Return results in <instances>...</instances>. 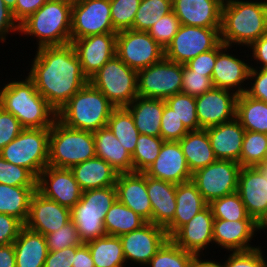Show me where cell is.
Masks as SVG:
<instances>
[{
  "label": "cell",
  "mask_w": 267,
  "mask_h": 267,
  "mask_svg": "<svg viewBox=\"0 0 267 267\" xmlns=\"http://www.w3.org/2000/svg\"><path fill=\"white\" fill-rule=\"evenodd\" d=\"M116 55L139 71L160 62L164 58V48L148 32L127 29L117 33Z\"/></svg>",
  "instance_id": "13"
},
{
  "label": "cell",
  "mask_w": 267,
  "mask_h": 267,
  "mask_svg": "<svg viewBox=\"0 0 267 267\" xmlns=\"http://www.w3.org/2000/svg\"><path fill=\"white\" fill-rule=\"evenodd\" d=\"M163 143L161 137L140 134L132 154L133 172L144 173L158 157Z\"/></svg>",
  "instance_id": "42"
},
{
  "label": "cell",
  "mask_w": 267,
  "mask_h": 267,
  "mask_svg": "<svg viewBox=\"0 0 267 267\" xmlns=\"http://www.w3.org/2000/svg\"><path fill=\"white\" fill-rule=\"evenodd\" d=\"M194 253L186 251L168 239L146 266L150 267H189Z\"/></svg>",
  "instance_id": "43"
},
{
  "label": "cell",
  "mask_w": 267,
  "mask_h": 267,
  "mask_svg": "<svg viewBox=\"0 0 267 267\" xmlns=\"http://www.w3.org/2000/svg\"><path fill=\"white\" fill-rule=\"evenodd\" d=\"M172 11V0H141L132 30L147 32L162 16Z\"/></svg>",
  "instance_id": "40"
},
{
  "label": "cell",
  "mask_w": 267,
  "mask_h": 267,
  "mask_svg": "<svg viewBox=\"0 0 267 267\" xmlns=\"http://www.w3.org/2000/svg\"><path fill=\"white\" fill-rule=\"evenodd\" d=\"M228 49H231L230 46L223 42L217 46V57L211 77L212 83L214 87L231 90L238 95L243 94L248 85L245 83L248 82L250 65L238 58L239 56L229 54Z\"/></svg>",
  "instance_id": "19"
},
{
  "label": "cell",
  "mask_w": 267,
  "mask_h": 267,
  "mask_svg": "<svg viewBox=\"0 0 267 267\" xmlns=\"http://www.w3.org/2000/svg\"><path fill=\"white\" fill-rule=\"evenodd\" d=\"M4 2L12 12L15 10L17 0H4Z\"/></svg>",
  "instance_id": "66"
},
{
  "label": "cell",
  "mask_w": 267,
  "mask_h": 267,
  "mask_svg": "<svg viewBox=\"0 0 267 267\" xmlns=\"http://www.w3.org/2000/svg\"><path fill=\"white\" fill-rule=\"evenodd\" d=\"M221 42L249 47L267 34V4L260 0H229L223 2Z\"/></svg>",
  "instance_id": "2"
},
{
  "label": "cell",
  "mask_w": 267,
  "mask_h": 267,
  "mask_svg": "<svg viewBox=\"0 0 267 267\" xmlns=\"http://www.w3.org/2000/svg\"><path fill=\"white\" fill-rule=\"evenodd\" d=\"M13 245L16 267H44L49 252L44 235L24 226Z\"/></svg>",
  "instance_id": "32"
},
{
  "label": "cell",
  "mask_w": 267,
  "mask_h": 267,
  "mask_svg": "<svg viewBox=\"0 0 267 267\" xmlns=\"http://www.w3.org/2000/svg\"><path fill=\"white\" fill-rule=\"evenodd\" d=\"M176 185L147 176V194L152 207L151 223L166 228L176 211Z\"/></svg>",
  "instance_id": "28"
},
{
  "label": "cell",
  "mask_w": 267,
  "mask_h": 267,
  "mask_svg": "<svg viewBox=\"0 0 267 267\" xmlns=\"http://www.w3.org/2000/svg\"><path fill=\"white\" fill-rule=\"evenodd\" d=\"M75 256V246L58 251H49L44 267H72Z\"/></svg>",
  "instance_id": "58"
},
{
  "label": "cell",
  "mask_w": 267,
  "mask_h": 267,
  "mask_svg": "<svg viewBox=\"0 0 267 267\" xmlns=\"http://www.w3.org/2000/svg\"><path fill=\"white\" fill-rule=\"evenodd\" d=\"M96 157L93 132L72 129L56 119L50 128L48 166L71 169Z\"/></svg>",
  "instance_id": "6"
},
{
  "label": "cell",
  "mask_w": 267,
  "mask_h": 267,
  "mask_svg": "<svg viewBox=\"0 0 267 267\" xmlns=\"http://www.w3.org/2000/svg\"><path fill=\"white\" fill-rule=\"evenodd\" d=\"M95 267H125L121 240L118 236L105 235L86 242Z\"/></svg>",
  "instance_id": "37"
},
{
  "label": "cell",
  "mask_w": 267,
  "mask_h": 267,
  "mask_svg": "<svg viewBox=\"0 0 267 267\" xmlns=\"http://www.w3.org/2000/svg\"><path fill=\"white\" fill-rule=\"evenodd\" d=\"M0 267H16L13 243L0 246Z\"/></svg>",
  "instance_id": "62"
},
{
  "label": "cell",
  "mask_w": 267,
  "mask_h": 267,
  "mask_svg": "<svg viewBox=\"0 0 267 267\" xmlns=\"http://www.w3.org/2000/svg\"><path fill=\"white\" fill-rule=\"evenodd\" d=\"M82 191L115 186L118 172L101 158L94 157L71 168Z\"/></svg>",
  "instance_id": "31"
},
{
  "label": "cell",
  "mask_w": 267,
  "mask_h": 267,
  "mask_svg": "<svg viewBox=\"0 0 267 267\" xmlns=\"http://www.w3.org/2000/svg\"><path fill=\"white\" fill-rule=\"evenodd\" d=\"M189 131L183 125L181 119L174 113L164 100V111L161 118L160 137L164 141H179Z\"/></svg>",
  "instance_id": "51"
},
{
  "label": "cell",
  "mask_w": 267,
  "mask_h": 267,
  "mask_svg": "<svg viewBox=\"0 0 267 267\" xmlns=\"http://www.w3.org/2000/svg\"><path fill=\"white\" fill-rule=\"evenodd\" d=\"M70 220L69 208L43 197L36 191L31 197L24 226L45 236L63 227Z\"/></svg>",
  "instance_id": "21"
},
{
  "label": "cell",
  "mask_w": 267,
  "mask_h": 267,
  "mask_svg": "<svg viewBox=\"0 0 267 267\" xmlns=\"http://www.w3.org/2000/svg\"><path fill=\"white\" fill-rule=\"evenodd\" d=\"M265 229H267V212L257 222V231L261 233L263 230L265 232Z\"/></svg>",
  "instance_id": "64"
},
{
  "label": "cell",
  "mask_w": 267,
  "mask_h": 267,
  "mask_svg": "<svg viewBox=\"0 0 267 267\" xmlns=\"http://www.w3.org/2000/svg\"><path fill=\"white\" fill-rule=\"evenodd\" d=\"M241 165L230 160H216L192 173V182L204 200L211 201L237 191Z\"/></svg>",
  "instance_id": "12"
},
{
  "label": "cell",
  "mask_w": 267,
  "mask_h": 267,
  "mask_svg": "<svg viewBox=\"0 0 267 267\" xmlns=\"http://www.w3.org/2000/svg\"><path fill=\"white\" fill-rule=\"evenodd\" d=\"M104 33H118L112 25L110 0H73L71 42Z\"/></svg>",
  "instance_id": "14"
},
{
  "label": "cell",
  "mask_w": 267,
  "mask_h": 267,
  "mask_svg": "<svg viewBox=\"0 0 267 267\" xmlns=\"http://www.w3.org/2000/svg\"><path fill=\"white\" fill-rule=\"evenodd\" d=\"M45 239L48 251H58L72 246H79L83 243L72 220L58 230L45 235Z\"/></svg>",
  "instance_id": "49"
},
{
  "label": "cell",
  "mask_w": 267,
  "mask_h": 267,
  "mask_svg": "<svg viewBox=\"0 0 267 267\" xmlns=\"http://www.w3.org/2000/svg\"><path fill=\"white\" fill-rule=\"evenodd\" d=\"M116 37L117 33H104L71 42L88 79L116 55Z\"/></svg>",
  "instance_id": "18"
},
{
  "label": "cell",
  "mask_w": 267,
  "mask_h": 267,
  "mask_svg": "<svg viewBox=\"0 0 267 267\" xmlns=\"http://www.w3.org/2000/svg\"><path fill=\"white\" fill-rule=\"evenodd\" d=\"M252 51V57L257 62L255 68H267V34L260 37L257 41L253 42L249 47Z\"/></svg>",
  "instance_id": "60"
},
{
  "label": "cell",
  "mask_w": 267,
  "mask_h": 267,
  "mask_svg": "<svg viewBox=\"0 0 267 267\" xmlns=\"http://www.w3.org/2000/svg\"><path fill=\"white\" fill-rule=\"evenodd\" d=\"M23 227L19 219L0 213V246L14 243Z\"/></svg>",
  "instance_id": "55"
},
{
  "label": "cell",
  "mask_w": 267,
  "mask_h": 267,
  "mask_svg": "<svg viewBox=\"0 0 267 267\" xmlns=\"http://www.w3.org/2000/svg\"><path fill=\"white\" fill-rule=\"evenodd\" d=\"M224 267H267L261 246L245 251H230Z\"/></svg>",
  "instance_id": "52"
},
{
  "label": "cell",
  "mask_w": 267,
  "mask_h": 267,
  "mask_svg": "<svg viewBox=\"0 0 267 267\" xmlns=\"http://www.w3.org/2000/svg\"><path fill=\"white\" fill-rule=\"evenodd\" d=\"M267 147V134L245 131L239 164L241 167H256L263 160Z\"/></svg>",
  "instance_id": "44"
},
{
  "label": "cell",
  "mask_w": 267,
  "mask_h": 267,
  "mask_svg": "<svg viewBox=\"0 0 267 267\" xmlns=\"http://www.w3.org/2000/svg\"><path fill=\"white\" fill-rule=\"evenodd\" d=\"M0 107L13 114L24 128H51L57 112L27 76L0 87Z\"/></svg>",
  "instance_id": "3"
},
{
  "label": "cell",
  "mask_w": 267,
  "mask_h": 267,
  "mask_svg": "<svg viewBox=\"0 0 267 267\" xmlns=\"http://www.w3.org/2000/svg\"><path fill=\"white\" fill-rule=\"evenodd\" d=\"M72 267H95L94 262L86 243L75 246V256Z\"/></svg>",
  "instance_id": "61"
},
{
  "label": "cell",
  "mask_w": 267,
  "mask_h": 267,
  "mask_svg": "<svg viewBox=\"0 0 267 267\" xmlns=\"http://www.w3.org/2000/svg\"><path fill=\"white\" fill-rule=\"evenodd\" d=\"M140 134L160 137L164 100L137 96L126 106Z\"/></svg>",
  "instance_id": "33"
},
{
  "label": "cell",
  "mask_w": 267,
  "mask_h": 267,
  "mask_svg": "<svg viewBox=\"0 0 267 267\" xmlns=\"http://www.w3.org/2000/svg\"><path fill=\"white\" fill-rule=\"evenodd\" d=\"M183 64L165 57L158 63L138 71V96L163 99L181 93Z\"/></svg>",
  "instance_id": "11"
},
{
  "label": "cell",
  "mask_w": 267,
  "mask_h": 267,
  "mask_svg": "<svg viewBox=\"0 0 267 267\" xmlns=\"http://www.w3.org/2000/svg\"><path fill=\"white\" fill-rule=\"evenodd\" d=\"M107 127L132 155L140 133L135 126L130 111L126 107H115L107 121Z\"/></svg>",
  "instance_id": "39"
},
{
  "label": "cell",
  "mask_w": 267,
  "mask_h": 267,
  "mask_svg": "<svg viewBox=\"0 0 267 267\" xmlns=\"http://www.w3.org/2000/svg\"><path fill=\"white\" fill-rule=\"evenodd\" d=\"M180 25L178 17L172 11L167 15L162 16V18L152 25L147 32L161 47L165 49L178 32Z\"/></svg>",
  "instance_id": "48"
},
{
  "label": "cell",
  "mask_w": 267,
  "mask_h": 267,
  "mask_svg": "<svg viewBox=\"0 0 267 267\" xmlns=\"http://www.w3.org/2000/svg\"><path fill=\"white\" fill-rule=\"evenodd\" d=\"M73 0H48L20 24L19 33L36 37L37 47L71 43Z\"/></svg>",
  "instance_id": "4"
},
{
  "label": "cell",
  "mask_w": 267,
  "mask_h": 267,
  "mask_svg": "<svg viewBox=\"0 0 267 267\" xmlns=\"http://www.w3.org/2000/svg\"><path fill=\"white\" fill-rule=\"evenodd\" d=\"M20 25L13 16V12L6 6L4 0H0V41L6 42L11 32L19 34ZM15 32V33H14Z\"/></svg>",
  "instance_id": "57"
},
{
  "label": "cell",
  "mask_w": 267,
  "mask_h": 267,
  "mask_svg": "<svg viewBox=\"0 0 267 267\" xmlns=\"http://www.w3.org/2000/svg\"><path fill=\"white\" fill-rule=\"evenodd\" d=\"M140 2L141 0H110L112 25L117 32L132 29Z\"/></svg>",
  "instance_id": "46"
},
{
  "label": "cell",
  "mask_w": 267,
  "mask_h": 267,
  "mask_svg": "<svg viewBox=\"0 0 267 267\" xmlns=\"http://www.w3.org/2000/svg\"><path fill=\"white\" fill-rule=\"evenodd\" d=\"M114 108L100 90L88 83L57 112V119L69 128L95 132L107 126Z\"/></svg>",
  "instance_id": "5"
},
{
  "label": "cell",
  "mask_w": 267,
  "mask_h": 267,
  "mask_svg": "<svg viewBox=\"0 0 267 267\" xmlns=\"http://www.w3.org/2000/svg\"><path fill=\"white\" fill-rule=\"evenodd\" d=\"M216 57L217 47L208 52L199 54L188 63H186V65L192 71H195V73H208V76L212 77Z\"/></svg>",
  "instance_id": "56"
},
{
  "label": "cell",
  "mask_w": 267,
  "mask_h": 267,
  "mask_svg": "<svg viewBox=\"0 0 267 267\" xmlns=\"http://www.w3.org/2000/svg\"><path fill=\"white\" fill-rule=\"evenodd\" d=\"M28 77L36 90L58 112L69 99L89 83L83 73L74 46H45L37 48Z\"/></svg>",
  "instance_id": "1"
},
{
  "label": "cell",
  "mask_w": 267,
  "mask_h": 267,
  "mask_svg": "<svg viewBox=\"0 0 267 267\" xmlns=\"http://www.w3.org/2000/svg\"><path fill=\"white\" fill-rule=\"evenodd\" d=\"M175 197V215L172 222L165 228L169 239L208 205L192 181L177 184Z\"/></svg>",
  "instance_id": "29"
},
{
  "label": "cell",
  "mask_w": 267,
  "mask_h": 267,
  "mask_svg": "<svg viewBox=\"0 0 267 267\" xmlns=\"http://www.w3.org/2000/svg\"><path fill=\"white\" fill-rule=\"evenodd\" d=\"M36 187L9 186L0 183V213L19 219L25 224Z\"/></svg>",
  "instance_id": "36"
},
{
  "label": "cell",
  "mask_w": 267,
  "mask_h": 267,
  "mask_svg": "<svg viewBox=\"0 0 267 267\" xmlns=\"http://www.w3.org/2000/svg\"><path fill=\"white\" fill-rule=\"evenodd\" d=\"M137 80L138 71L115 55L89 78V83L115 107H126L138 96Z\"/></svg>",
  "instance_id": "8"
},
{
  "label": "cell",
  "mask_w": 267,
  "mask_h": 267,
  "mask_svg": "<svg viewBox=\"0 0 267 267\" xmlns=\"http://www.w3.org/2000/svg\"><path fill=\"white\" fill-rule=\"evenodd\" d=\"M37 178L25 167L4 160L0 156V183L9 186L36 187Z\"/></svg>",
  "instance_id": "47"
},
{
  "label": "cell",
  "mask_w": 267,
  "mask_h": 267,
  "mask_svg": "<svg viewBox=\"0 0 267 267\" xmlns=\"http://www.w3.org/2000/svg\"><path fill=\"white\" fill-rule=\"evenodd\" d=\"M126 263L146 266L169 239L165 228L146 222L140 228L119 236ZM129 260V261H128Z\"/></svg>",
  "instance_id": "16"
},
{
  "label": "cell",
  "mask_w": 267,
  "mask_h": 267,
  "mask_svg": "<svg viewBox=\"0 0 267 267\" xmlns=\"http://www.w3.org/2000/svg\"><path fill=\"white\" fill-rule=\"evenodd\" d=\"M206 130L217 160L239 162L245 130L236 118Z\"/></svg>",
  "instance_id": "27"
},
{
  "label": "cell",
  "mask_w": 267,
  "mask_h": 267,
  "mask_svg": "<svg viewBox=\"0 0 267 267\" xmlns=\"http://www.w3.org/2000/svg\"><path fill=\"white\" fill-rule=\"evenodd\" d=\"M144 174L174 184L192 180V173L189 170L179 141H164L158 157Z\"/></svg>",
  "instance_id": "20"
},
{
  "label": "cell",
  "mask_w": 267,
  "mask_h": 267,
  "mask_svg": "<svg viewBox=\"0 0 267 267\" xmlns=\"http://www.w3.org/2000/svg\"><path fill=\"white\" fill-rule=\"evenodd\" d=\"M179 144L191 173L217 160L206 129L189 131L179 140Z\"/></svg>",
  "instance_id": "34"
},
{
  "label": "cell",
  "mask_w": 267,
  "mask_h": 267,
  "mask_svg": "<svg viewBox=\"0 0 267 267\" xmlns=\"http://www.w3.org/2000/svg\"><path fill=\"white\" fill-rule=\"evenodd\" d=\"M116 200L115 186L82 192L80 200L70 209V216L83 243L106 235L104 219Z\"/></svg>",
  "instance_id": "7"
},
{
  "label": "cell",
  "mask_w": 267,
  "mask_h": 267,
  "mask_svg": "<svg viewBox=\"0 0 267 267\" xmlns=\"http://www.w3.org/2000/svg\"><path fill=\"white\" fill-rule=\"evenodd\" d=\"M264 160H267V147H266V152H265V155H264Z\"/></svg>",
  "instance_id": "67"
},
{
  "label": "cell",
  "mask_w": 267,
  "mask_h": 267,
  "mask_svg": "<svg viewBox=\"0 0 267 267\" xmlns=\"http://www.w3.org/2000/svg\"><path fill=\"white\" fill-rule=\"evenodd\" d=\"M48 0H17L13 16L20 25L29 16L41 8Z\"/></svg>",
  "instance_id": "59"
},
{
  "label": "cell",
  "mask_w": 267,
  "mask_h": 267,
  "mask_svg": "<svg viewBox=\"0 0 267 267\" xmlns=\"http://www.w3.org/2000/svg\"><path fill=\"white\" fill-rule=\"evenodd\" d=\"M23 129L13 114L0 107V150L14 140Z\"/></svg>",
  "instance_id": "54"
},
{
  "label": "cell",
  "mask_w": 267,
  "mask_h": 267,
  "mask_svg": "<svg viewBox=\"0 0 267 267\" xmlns=\"http://www.w3.org/2000/svg\"><path fill=\"white\" fill-rule=\"evenodd\" d=\"M213 87L212 78L208 73H195L186 64L183 65L182 93L197 97Z\"/></svg>",
  "instance_id": "50"
},
{
  "label": "cell",
  "mask_w": 267,
  "mask_h": 267,
  "mask_svg": "<svg viewBox=\"0 0 267 267\" xmlns=\"http://www.w3.org/2000/svg\"><path fill=\"white\" fill-rule=\"evenodd\" d=\"M257 167L263 172V174L267 178V160H263Z\"/></svg>",
  "instance_id": "65"
},
{
  "label": "cell",
  "mask_w": 267,
  "mask_h": 267,
  "mask_svg": "<svg viewBox=\"0 0 267 267\" xmlns=\"http://www.w3.org/2000/svg\"><path fill=\"white\" fill-rule=\"evenodd\" d=\"M145 223L143 218L118 200L107 211L104 219L106 234L118 237L140 228Z\"/></svg>",
  "instance_id": "38"
},
{
  "label": "cell",
  "mask_w": 267,
  "mask_h": 267,
  "mask_svg": "<svg viewBox=\"0 0 267 267\" xmlns=\"http://www.w3.org/2000/svg\"><path fill=\"white\" fill-rule=\"evenodd\" d=\"M208 205L210 206L214 219L229 221L254 220L248 215L245 205L241 201L237 191L215 199Z\"/></svg>",
  "instance_id": "41"
},
{
  "label": "cell",
  "mask_w": 267,
  "mask_h": 267,
  "mask_svg": "<svg viewBox=\"0 0 267 267\" xmlns=\"http://www.w3.org/2000/svg\"><path fill=\"white\" fill-rule=\"evenodd\" d=\"M50 128H24L0 156L17 166L25 167L36 178L48 166Z\"/></svg>",
  "instance_id": "9"
},
{
  "label": "cell",
  "mask_w": 267,
  "mask_h": 267,
  "mask_svg": "<svg viewBox=\"0 0 267 267\" xmlns=\"http://www.w3.org/2000/svg\"><path fill=\"white\" fill-rule=\"evenodd\" d=\"M236 119L245 131L267 134V103L239 94L236 104Z\"/></svg>",
  "instance_id": "35"
},
{
  "label": "cell",
  "mask_w": 267,
  "mask_h": 267,
  "mask_svg": "<svg viewBox=\"0 0 267 267\" xmlns=\"http://www.w3.org/2000/svg\"><path fill=\"white\" fill-rule=\"evenodd\" d=\"M36 191L69 209L80 200L83 192L71 169L53 166L45 167L38 175Z\"/></svg>",
  "instance_id": "15"
},
{
  "label": "cell",
  "mask_w": 267,
  "mask_h": 267,
  "mask_svg": "<svg viewBox=\"0 0 267 267\" xmlns=\"http://www.w3.org/2000/svg\"><path fill=\"white\" fill-rule=\"evenodd\" d=\"M251 65L248 75L246 94L267 103V68H254ZM251 83V84H249Z\"/></svg>",
  "instance_id": "53"
},
{
  "label": "cell",
  "mask_w": 267,
  "mask_h": 267,
  "mask_svg": "<svg viewBox=\"0 0 267 267\" xmlns=\"http://www.w3.org/2000/svg\"><path fill=\"white\" fill-rule=\"evenodd\" d=\"M237 192L246 211L256 222L267 212V178L256 167H241Z\"/></svg>",
  "instance_id": "23"
},
{
  "label": "cell",
  "mask_w": 267,
  "mask_h": 267,
  "mask_svg": "<svg viewBox=\"0 0 267 267\" xmlns=\"http://www.w3.org/2000/svg\"><path fill=\"white\" fill-rule=\"evenodd\" d=\"M117 200L151 222L152 207L147 194V176L142 172L118 174L115 183Z\"/></svg>",
  "instance_id": "24"
},
{
  "label": "cell",
  "mask_w": 267,
  "mask_h": 267,
  "mask_svg": "<svg viewBox=\"0 0 267 267\" xmlns=\"http://www.w3.org/2000/svg\"><path fill=\"white\" fill-rule=\"evenodd\" d=\"M237 98L235 92L217 87L195 97L199 129H207L236 118Z\"/></svg>",
  "instance_id": "17"
},
{
  "label": "cell",
  "mask_w": 267,
  "mask_h": 267,
  "mask_svg": "<svg viewBox=\"0 0 267 267\" xmlns=\"http://www.w3.org/2000/svg\"><path fill=\"white\" fill-rule=\"evenodd\" d=\"M220 29L180 25L176 35L164 49V57L185 65L221 43Z\"/></svg>",
  "instance_id": "10"
},
{
  "label": "cell",
  "mask_w": 267,
  "mask_h": 267,
  "mask_svg": "<svg viewBox=\"0 0 267 267\" xmlns=\"http://www.w3.org/2000/svg\"><path fill=\"white\" fill-rule=\"evenodd\" d=\"M96 157L106 161L119 174L133 172L132 155L106 126L93 132Z\"/></svg>",
  "instance_id": "30"
},
{
  "label": "cell",
  "mask_w": 267,
  "mask_h": 267,
  "mask_svg": "<svg viewBox=\"0 0 267 267\" xmlns=\"http://www.w3.org/2000/svg\"><path fill=\"white\" fill-rule=\"evenodd\" d=\"M257 231L255 220L229 221L214 219L213 244L227 249V251H245L256 248L251 246L252 238Z\"/></svg>",
  "instance_id": "26"
},
{
  "label": "cell",
  "mask_w": 267,
  "mask_h": 267,
  "mask_svg": "<svg viewBox=\"0 0 267 267\" xmlns=\"http://www.w3.org/2000/svg\"><path fill=\"white\" fill-rule=\"evenodd\" d=\"M222 0H172L181 25L221 28Z\"/></svg>",
  "instance_id": "25"
},
{
  "label": "cell",
  "mask_w": 267,
  "mask_h": 267,
  "mask_svg": "<svg viewBox=\"0 0 267 267\" xmlns=\"http://www.w3.org/2000/svg\"><path fill=\"white\" fill-rule=\"evenodd\" d=\"M200 257L201 254H194L189 264V267H224L223 263L221 262H215V260L213 261L208 259L202 260V258Z\"/></svg>",
  "instance_id": "63"
},
{
  "label": "cell",
  "mask_w": 267,
  "mask_h": 267,
  "mask_svg": "<svg viewBox=\"0 0 267 267\" xmlns=\"http://www.w3.org/2000/svg\"><path fill=\"white\" fill-rule=\"evenodd\" d=\"M165 102L174 110V113L181 119L188 131L199 130L194 96L181 92L167 98Z\"/></svg>",
  "instance_id": "45"
},
{
  "label": "cell",
  "mask_w": 267,
  "mask_h": 267,
  "mask_svg": "<svg viewBox=\"0 0 267 267\" xmlns=\"http://www.w3.org/2000/svg\"><path fill=\"white\" fill-rule=\"evenodd\" d=\"M214 217L210 206L199 211L182 226L170 239L180 248L203 255V250L213 244Z\"/></svg>",
  "instance_id": "22"
}]
</instances>
